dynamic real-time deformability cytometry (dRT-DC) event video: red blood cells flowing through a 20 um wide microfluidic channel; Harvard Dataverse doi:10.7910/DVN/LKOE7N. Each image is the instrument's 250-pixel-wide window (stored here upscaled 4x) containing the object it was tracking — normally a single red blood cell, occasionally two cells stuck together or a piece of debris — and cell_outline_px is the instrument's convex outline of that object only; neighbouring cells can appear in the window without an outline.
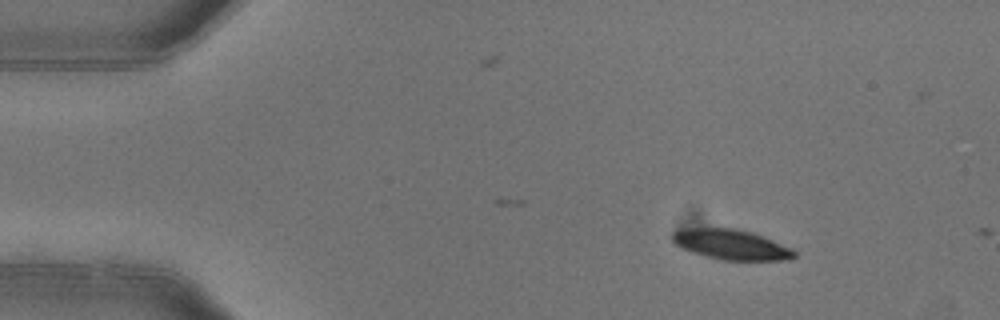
{"species": "common noctule bat (a hibernating species)", "species_latin": "Nyctalus noctula", "temperature_condition": "warm", "stored_images_in_passage": 4, "camera_frame_rate_fps": 3000, "um_per_image_px": 0.085, "animal": {"sex": "female"}, "frame": {"image": 1, "passage_image": 2, "time_ms": 0.333, "image_size_px": [1000, 320], "cell_outline_px": [[796, 256], [792, 260], [724, 260], [704, 256], [680, 248], [672, 240], [672, 232], [676, 228], [736, 228], [752, 232], [792, 248], [796, 252]], "centroid_in_image_um": [62.13, 20.78], "position_along_channel_um": 22.9, "area_um2": 21.62}}